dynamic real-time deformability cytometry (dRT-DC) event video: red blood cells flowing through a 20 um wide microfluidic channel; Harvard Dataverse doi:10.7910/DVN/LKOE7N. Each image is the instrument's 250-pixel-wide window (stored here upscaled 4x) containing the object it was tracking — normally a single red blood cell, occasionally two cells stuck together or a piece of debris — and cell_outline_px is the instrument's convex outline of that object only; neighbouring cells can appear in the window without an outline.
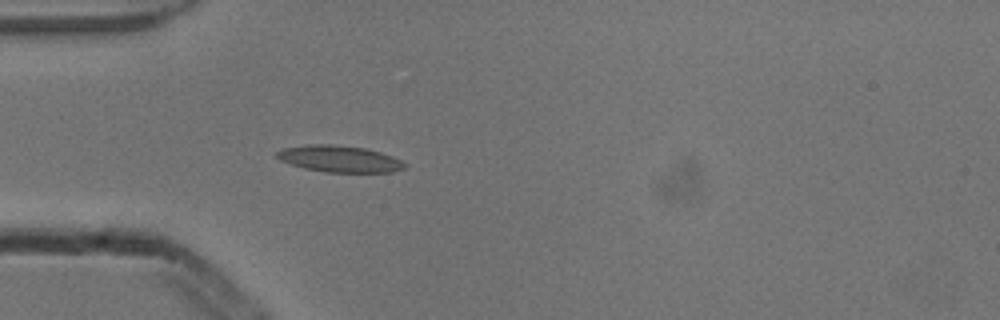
{"species": "common noctule bat (a hibernating species)", "species_latin": "Nyctalus noctula", "temperature_condition": "cold", "stored_images_in_passage": 1, "camera_frame_rate_fps": 3000, "um_per_image_px": 0.085, "animal": {"sex": "male", "body_mass_g": 13.3}, "frame": {"image": 1, "passage_image": 1, "time_ms": 0.0, "image_size_px": [1000, 320], "cell_outline_px": [[408, 164], [404, 168], [392, 172], [324, 172], [304, 168], [280, 160], [276, 156], [276, 152], [284, 148], [308, 144], [332, 144], [364, 148], [380, 152], [392, 156]], "centroid_in_image_um": [28.86, 13.5], "position_along_channel_um": 56.1, "area_um2": 19.71}}